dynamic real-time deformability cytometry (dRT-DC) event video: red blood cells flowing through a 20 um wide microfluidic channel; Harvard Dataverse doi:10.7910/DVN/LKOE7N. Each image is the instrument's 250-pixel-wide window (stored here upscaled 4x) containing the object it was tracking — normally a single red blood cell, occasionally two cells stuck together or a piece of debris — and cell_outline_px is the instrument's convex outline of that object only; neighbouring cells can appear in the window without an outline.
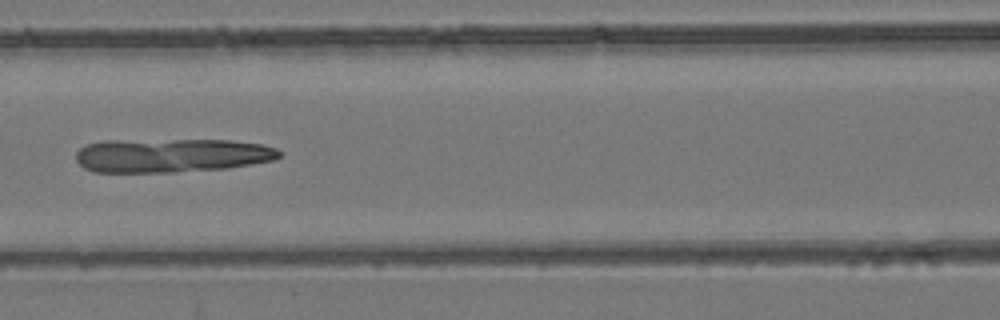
{"species": "common noctule bat (a hibernating species)", "species_latin": "Nyctalus noctula", "temperature_condition": "room temperature", "stored_images_in_passage": 7, "camera_frame_rate_fps": 3000, "um_per_image_px": 0.085, "animal": {"sex": "female", "body_mass_g": 24.6, "forearm_length_mm": 56.2}, "frame": {"image": 1, "passage_image": 7, "time_ms": 2.0, "image_size_px": [1000, 320], "cell_outline_px": [[284, 152], [276, 160], [228, 168], [176, 172], [92, 172], [84, 168], [76, 160], [76, 152], [80, 148], [88, 144], [104, 140], [232, 140], [260, 144], [276, 148]], "centroid_in_image_um": [14.6, 13.21], "position_along_channel_um": 152.0, "area_um2": 40.52}}